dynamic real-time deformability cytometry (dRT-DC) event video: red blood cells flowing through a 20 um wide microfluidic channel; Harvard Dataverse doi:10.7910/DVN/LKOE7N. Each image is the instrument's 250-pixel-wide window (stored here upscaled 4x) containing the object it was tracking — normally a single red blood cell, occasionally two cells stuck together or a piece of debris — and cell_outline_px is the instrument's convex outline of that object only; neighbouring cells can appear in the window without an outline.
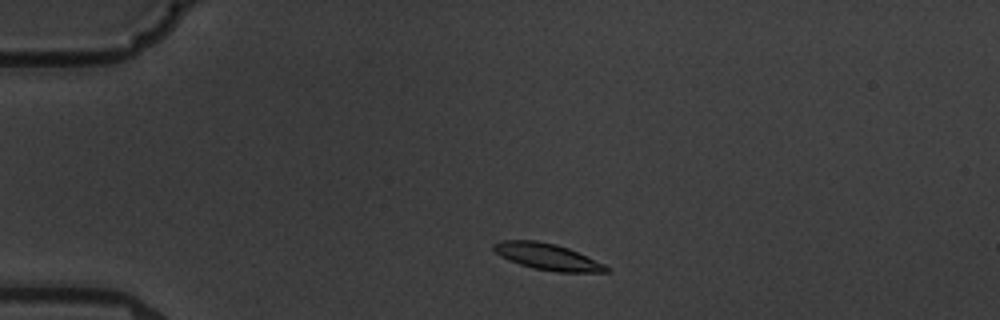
{"species": "common noctule bat (a hibernating species)", "species_latin": "Nyctalus noctula", "temperature_condition": "warm", "stored_images_in_passage": 8, "camera_frame_rate_fps": 3000, "um_per_image_px": 0.085, "animal": {"sex": "male", "body_mass_g": 19.5, "forearm_length_mm": 54.6}, "frame": {"image": 1, "passage_image": 2, "time_ms": 1.0, "image_size_px": [1000, 320], "cell_outline_px": [[612, 268], [608, 272], [556, 272], [532, 268], [508, 260], [500, 256], [492, 248], [492, 244], [504, 240], [536, 240], [556, 244], [568, 248], [604, 264]], "centroid_in_image_um": [46.52, 21.82], "position_along_channel_um": 38.5, "area_um2": 17.34}}
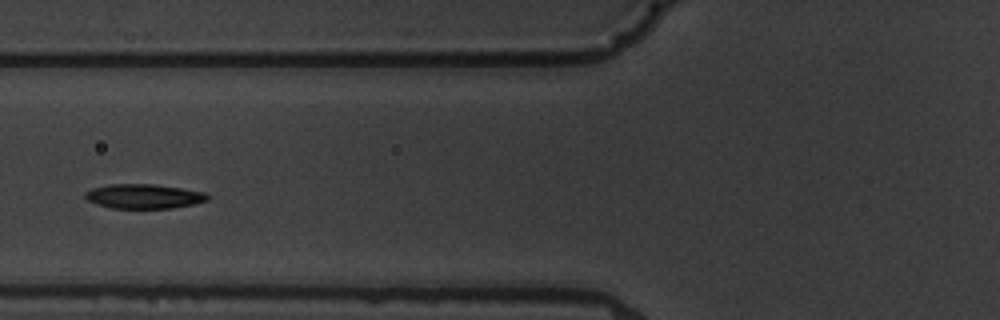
{"frame": {"image": 2, "passage_image": 5, "time_ms": 4.333, "image_size_px": [1000, 320], "cell_outline_px": [[208, 200], [192, 204], [172, 208], [112, 208], [96, 204], [88, 200], [84, 196], [84, 192], [92, 188], [112, 184], [152, 184], [180, 188], [204, 192], [208, 196]], "centroid_in_image_um": [12.19, 16.68], "position_along_channel_um": 113.6, "area_um2": 17.28}}
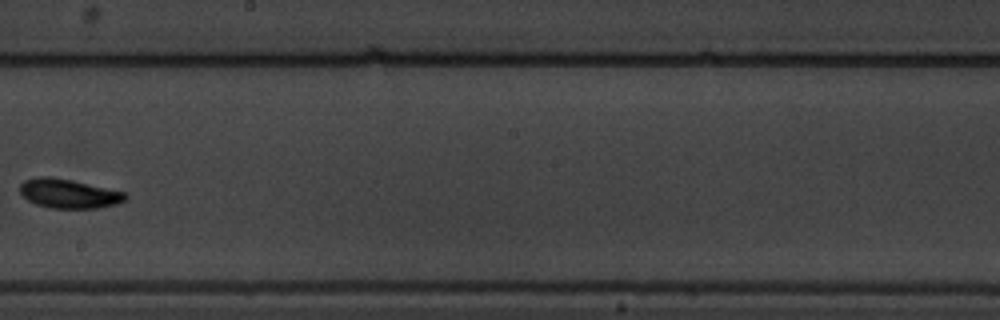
{"frame": {"image": 3, "passage_image": 8, "time_ms": 8.0, "image_size_px": [1000, 320], "cell_outline_px": [[128, 196], [124, 200], [116, 204], [96, 208], [52, 208], [36, 204], [28, 200], [20, 192], [20, 184], [24, 180], [36, 176], [48, 176], [72, 180], [124, 192]], "centroid_in_image_um": [5.81, 16.44], "position_along_channel_um": 242.4, "area_um2": 17.8}}